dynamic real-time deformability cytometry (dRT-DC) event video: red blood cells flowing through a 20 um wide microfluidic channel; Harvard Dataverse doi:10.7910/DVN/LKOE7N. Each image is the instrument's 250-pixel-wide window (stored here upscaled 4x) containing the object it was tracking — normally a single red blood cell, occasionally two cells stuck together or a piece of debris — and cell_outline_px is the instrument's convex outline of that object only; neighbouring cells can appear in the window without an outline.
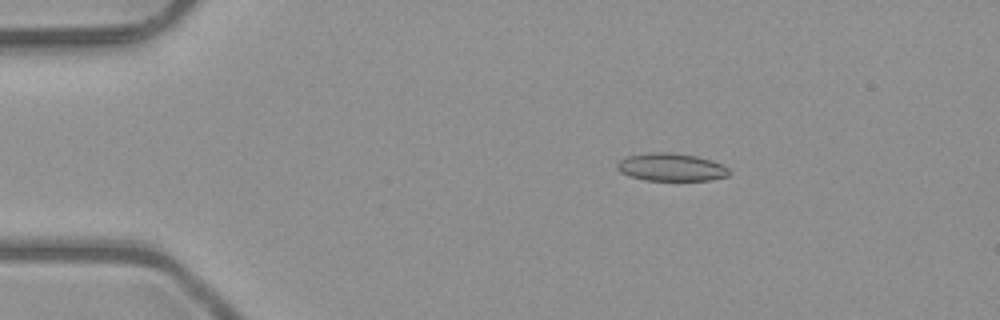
{"species": "common noctule bat (a hibernating species)", "species_latin": "Nyctalus noctula", "temperature_condition": "room temperature", "stored_images_in_passage": 52, "camera_frame_rate_fps": 3000, "um_per_image_px": 0.085, "animal": {"sex": "male", "body_mass_g": 23.1, "forearm_length_mm": 52.7}, "frame": {"image": 1, "passage_image": 10, "time_ms": 3.0, "image_size_px": [1000, 320], "cell_outline_px": [[732, 172], [728, 176], [712, 180], [644, 180], [628, 176], [620, 172], [616, 168], [616, 164], [620, 160], [628, 156], [648, 152], [676, 152], [696, 156], [712, 160], [728, 168]], "centroid_in_image_um": [57.05, 14.2], "position_along_channel_um": 28.0, "area_um2": 18.38}}
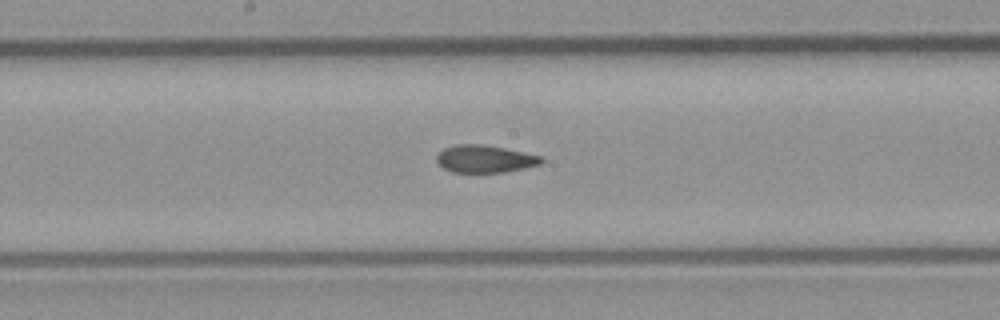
{"frame": {"image": 2, "passage_image": 28, "time_ms": 9.0, "image_size_px": [1000, 320], "cell_outline_px": [[544, 160], [540, 164], [524, 168], [504, 172], [452, 172], [436, 164], [436, 156], [444, 148], [452, 144], [480, 144], [504, 148], [544, 156]], "centroid_in_image_um": [41.2, 13.5], "position_along_channel_um": 207.0, "area_um2": 16.88}}
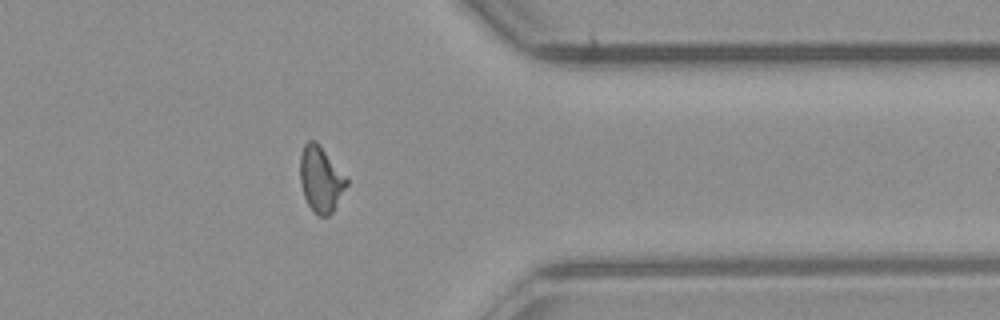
{"frame": {"image": 3, "passage_image": 42, "time_ms": 13.667, "image_size_px": [1000, 320], "cell_outline_px": [[348, 184], [332, 212], [328, 216], [316, 216], [308, 204], [304, 196], [300, 184], [300, 156], [304, 144], [308, 140], [316, 140], [348, 180]], "centroid_in_image_um": [27.24, 15.24], "position_along_channel_um": 384.2, "area_um2": 17.69}, "authors_computed_cell_mechanics": {"area_um2": 17.6868, "velocity_mm_per_s": 4.0458, "shape_relaxation_time_tau1_ms": null, "shape_relaxation_time_tau2_ms": 3.0657, "deformation_change_tau1": null, "deformation_change_tau2": 0.0942}}